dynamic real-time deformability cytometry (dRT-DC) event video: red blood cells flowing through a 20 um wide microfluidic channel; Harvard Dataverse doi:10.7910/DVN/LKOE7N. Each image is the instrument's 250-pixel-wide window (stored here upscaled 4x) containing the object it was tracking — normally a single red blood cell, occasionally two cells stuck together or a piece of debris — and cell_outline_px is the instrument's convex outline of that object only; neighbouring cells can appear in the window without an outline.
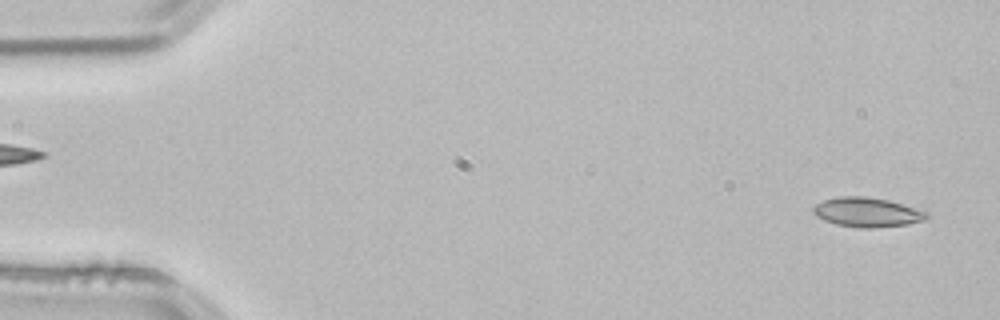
{"species": "common noctule bat (a hibernating species)", "species_latin": "Nyctalus noctula", "temperature_condition": "room temperature", "stored_images_in_passage": 52, "camera_frame_rate_fps": 3000, "um_per_image_px": 0.085, "animal": {"sex": "male", "body_mass_g": 21.5, "forearm_length_mm": 52.0}, "frame": {"image": 1, "passage_image": 2, "time_ms": 0.333, "image_size_px": [1000, 320], "cell_outline_px": [[932, 216], [924, 220], [908, 224], [876, 228], [860, 228], [836, 224], [824, 220], [816, 216], [812, 212], [812, 208], [816, 204], [824, 200], [840, 196], [864, 196], [888, 200], [928, 212]], "centroid_in_image_um": [73.71, 18.05], "position_along_channel_um": 11.3, "area_um2": 19.54}}
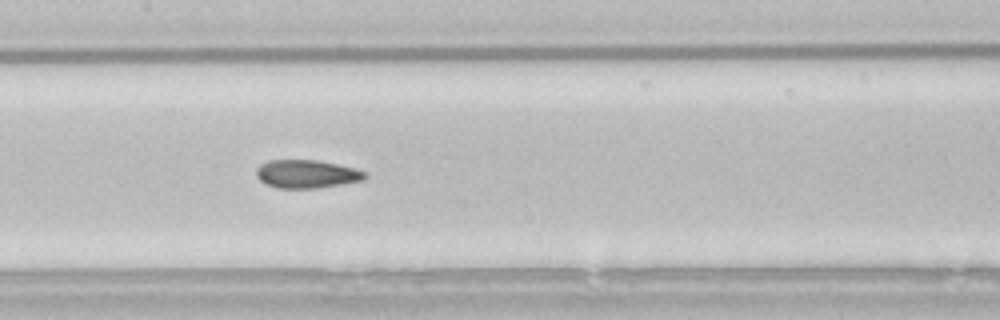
{"frame": {"image": 2, "passage_image": 25, "time_ms": 8.0, "image_size_px": [1000, 320], "cell_outline_px": [[368, 176], [364, 180], [316, 188], [276, 188], [260, 180], [256, 176], [256, 168], [260, 164], [268, 160], [316, 160], [336, 164], [352, 168], [364, 172]], "centroid_in_image_um": [26.02, 14.79], "position_along_channel_um": 181.4, "area_um2": 17.69}}
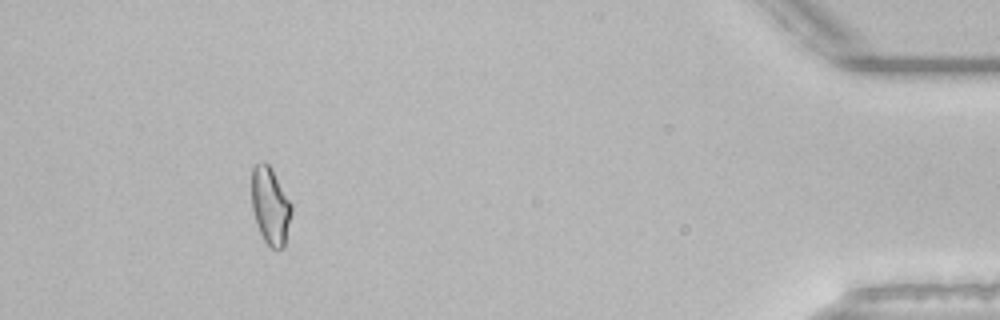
{"frame": {"image": 3, "passage_image": 48, "time_ms": 15.667, "image_size_px": [1000, 320], "cell_outline_px": [[292, 212], [284, 248], [272, 248], [264, 240], [256, 224], [252, 208], [252, 168], [256, 164], [264, 160], [272, 168], [292, 204]], "centroid_in_image_um": [22.98, 17.48], "position_along_channel_um": 412.2, "area_um2": 18.03}, "authors_computed_cell_mechanics": {"area_um2": 18.207, "velocity_mm_per_s": 3.8575, "shape_relaxation_time_tau1_ms": 9.4545, "shape_relaxation_time_tau2_ms": 1.5726, "deformation_change_tau1": 0.1937, "deformation_change_tau2": 0.0808}}